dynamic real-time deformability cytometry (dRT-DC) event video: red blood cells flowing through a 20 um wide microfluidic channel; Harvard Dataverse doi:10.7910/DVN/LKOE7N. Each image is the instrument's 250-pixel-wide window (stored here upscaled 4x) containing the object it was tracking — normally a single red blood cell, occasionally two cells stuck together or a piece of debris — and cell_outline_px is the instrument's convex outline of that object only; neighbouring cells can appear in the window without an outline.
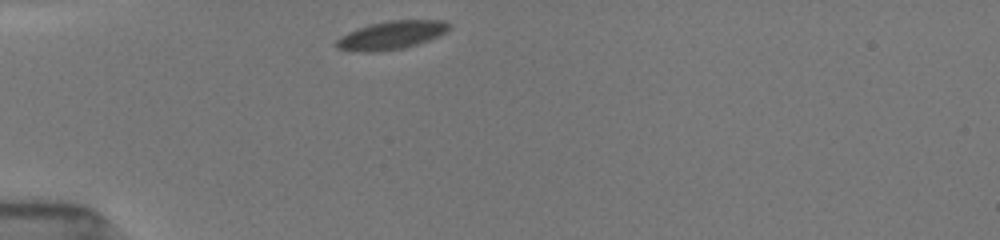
{"species": "common noctule bat (a hibernating species)", "species_latin": "Nyctalus noctula", "temperature_condition": "room temperature", "stored_images_in_passage": 39, "camera_frame_rate_fps": 3000, "um_per_image_px": 0.085, "animal": {"sex": "female", "body_mass_g": 19.5, "forearm_length_mm": 54.1}, "frame": {"image": 1, "passage_image": 1, "time_ms": 0.0, "image_size_px": [1000, 240], "cell_outline_px": [[448, 28], [444, 32], [428, 40], [404, 48], [380, 52], [364, 52], [336, 48], [336, 40], [340, 36], [348, 32], [372, 24], [388, 20], [444, 20], [448, 24]], "centroid_in_image_um": [33.22, 3.0], "position_along_channel_um": 51.8, "area_um2": 18.26}}
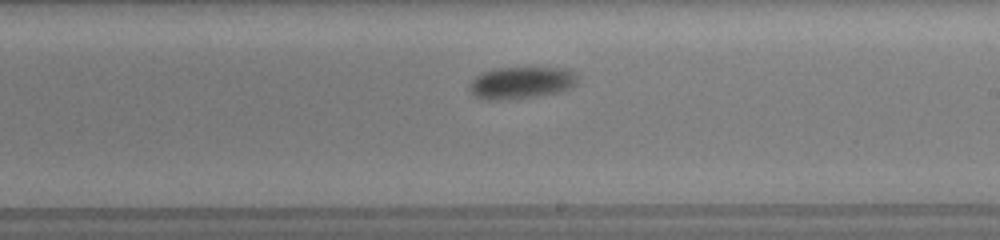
{"frame": {"image": 2, "passage_image": 18, "time_ms": 5.667, "image_size_px": [1000, 240], "cell_outline_px": [[576, 84], [572, 88], [556, 92], [536, 96], [504, 100], [480, 100], [468, 88], [468, 84], [480, 72], [496, 68], [568, 68], [576, 76]], "centroid_in_image_um": [44.25, 7.04], "position_along_channel_um": 244.7, "area_um2": 20.23}}
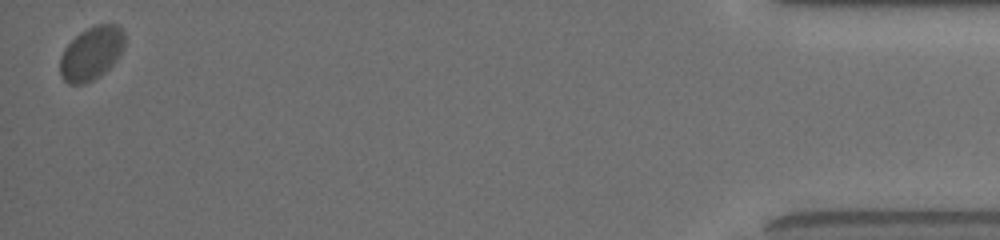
{"frame": {"image": 3, "passage_image": 39, "time_ms": 12.667, "image_size_px": [1000, 240], "cell_outline_px": [[124, 48], [120, 56], [100, 76], [84, 84], [68, 84], [60, 76], [60, 56], [64, 48], [80, 32], [96, 24], [116, 24], [124, 32]], "centroid_in_image_um": [7.76, 4.54], "position_along_channel_um": 427.4, "area_um2": 20.17}, "authors_computed_cell_mechanics": {"area_um2": 19.8254, "velocity_mm_per_s": 3.757, "shape_relaxation_time_tau1_ms": 3.4062, "shape_relaxation_time_tau2_ms": null, "deformation_change_tau1": 0.0888, "deformation_change_tau2": null}}